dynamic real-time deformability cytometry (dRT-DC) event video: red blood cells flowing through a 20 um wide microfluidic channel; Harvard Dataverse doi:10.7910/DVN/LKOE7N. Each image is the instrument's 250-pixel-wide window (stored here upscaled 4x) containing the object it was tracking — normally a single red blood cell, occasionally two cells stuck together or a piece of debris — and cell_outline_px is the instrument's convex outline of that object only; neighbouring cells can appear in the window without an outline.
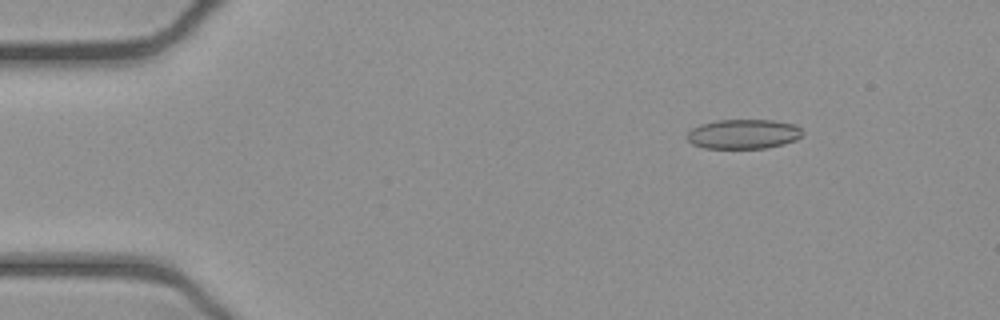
{"species": "common noctule bat (a hibernating species)", "species_latin": "Nyctalus noctula", "temperature_condition": "cold", "stored_images_in_passage": 52, "camera_frame_rate_fps": 3000, "um_per_image_px": 0.085, "animal": {"sex": "female", "body_mass_g": 21.9}, "frame": {"image": 1, "passage_image": 7, "time_ms": 2.0, "image_size_px": [1000, 320], "cell_outline_px": [[800, 136], [796, 140], [784, 144], [768, 148], [704, 148], [692, 144], [684, 136], [692, 128], [700, 124], [716, 120], [776, 120], [796, 124], [800, 128]], "centroid_in_image_um": [63.16, 11.39], "position_along_channel_um": 21.8, "area_um2": 20.06}}
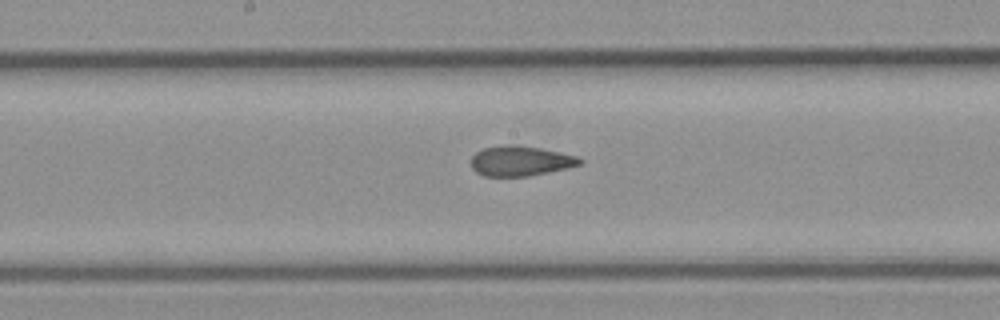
{"frame": {"image": 2, "passage_image": 27, "time_ms": 8.667, "image_size_px": [1000, 320], "cell_outline_px": [[584, 164], [568, 168], [532, 176], [484, 176], [476, 172], [472, 168], [472, 156], [476, 152], [484, 148], [508, 144], [516, 144], [540, 148], [560, 152], [576, 156], [584, 160]], "centroid_in_image_um": [44.28, 13.68], "position_along_channel_um": 203.9, "area_um2": 19.25}}
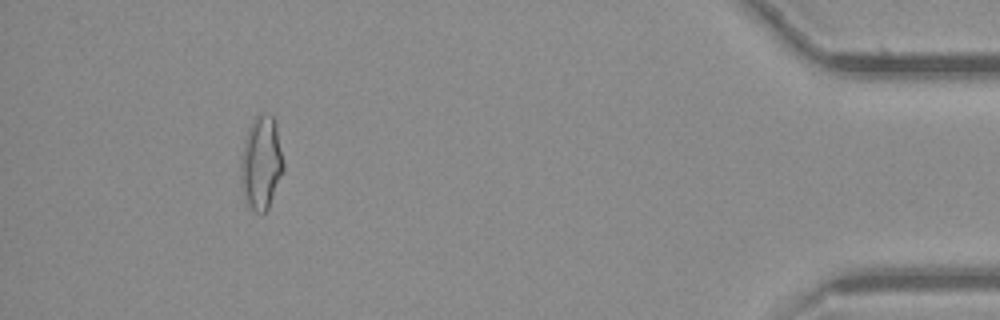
{"frame": {"image": 3, "passage_image": 48, "time_ms": 15.667, "image_size_px": [1000, 320], "cell_outline_px": [[284, 172], [268, 208], [264, 212], [256, 212], [244, 200], [240, 180], [240, 164], [244, 140], [248, 128], [252, 120], [260, 112], [268, 112], [272, 116], [276, 124], [284, 164]], "centroid_in_image_um": [22.2, 13.82], "position_along_channel_um": 413.0, "area_um2": 23.52}, "authors_computed_cell_mechanics": {"area_um2": 19.9988, "velocity_mm_per_s": 3.9156, "shape_relaxation_time_tau1_ms": null, "shape_relaxation_time_tau2_ms": 2.5489, "deformation_change_tau1": null, "deformation_change_tau2": 0.0774}}